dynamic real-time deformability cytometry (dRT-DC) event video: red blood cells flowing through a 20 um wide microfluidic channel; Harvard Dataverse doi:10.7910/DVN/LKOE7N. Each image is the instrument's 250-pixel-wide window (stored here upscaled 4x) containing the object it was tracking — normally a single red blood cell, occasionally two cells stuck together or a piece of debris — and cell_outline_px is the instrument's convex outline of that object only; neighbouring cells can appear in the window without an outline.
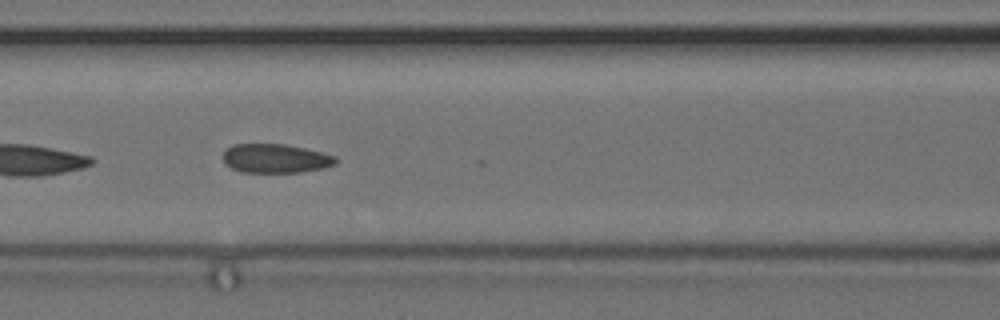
{"species": "common noctule bat (a hibernating species)", "species_latin": "Nyctalus noctula", "temperature_condition": "cold", "stored_images_in_passage": 32, "segment_of_instrument_passage": [2, 2], "camera_frame_rate_fps": 3000, "um_per_image_px": 0.085, "animal": {"sex": "female", "body_mass_g": 24.6, "forearm_length_mm": 56.2}, "frame": {"image": 1, "passage_image": 25, "time_ms": 8.0, "image_size_px": [1000, 320], "cell_outline_px": [[336, 164], [324, 168], [300, 172], [240, 172], [224, 164], [224, 152], [232, 144], [284, 144], [304, 148], [336, 156]], "centroid_in_image_um": [23.41, 13.47], "position_along_channel_um": 143.2, "area_um2": 18.96}}